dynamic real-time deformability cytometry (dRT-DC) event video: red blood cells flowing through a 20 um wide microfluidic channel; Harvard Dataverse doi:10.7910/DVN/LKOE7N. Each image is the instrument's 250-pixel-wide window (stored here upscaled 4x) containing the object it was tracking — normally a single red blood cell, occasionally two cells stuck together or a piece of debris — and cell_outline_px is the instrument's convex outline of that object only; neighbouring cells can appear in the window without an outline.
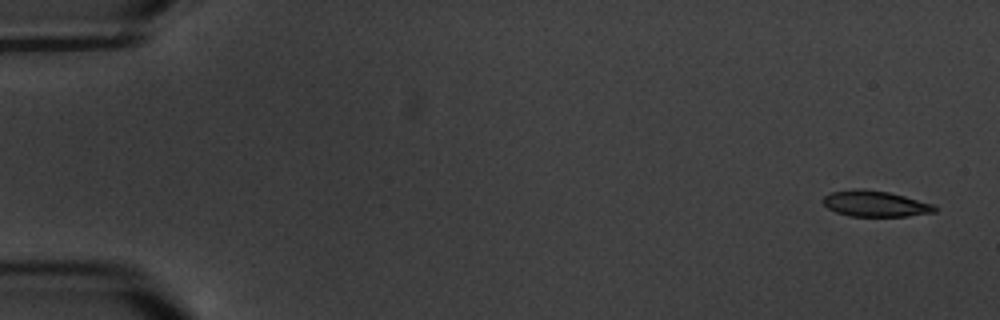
{"species": "common noctule bat (a hibernating species)", "species_latin": "Nyctalus noctula", "temperature_condition": "warm", "stored_images_in_passage": 10, "camera_frame_rate_fps": 3000, "um_per_image_px": 0.085, "animal": {"sex": "male", "body_mass_g": 20.1, "forearm_length_mm": 53.5}, "frame": {"image": 1, "passage_image": 1, "time_ms": 0.0, "image_size_px": [1000, 320], "cell_outline_px": [[940, 208], [936, 212], [908, 216], [848, 216], [836, 212], [828, 208], [824, 204], [824, 196], [832, 192], [852, 188], [864, 188], [888, 192], [904, 196], [932, 204]], "centroid_in_image_um": [74.41, 17.31], "position_along_channel_um": 10.6, "area_um2": 16.94}}
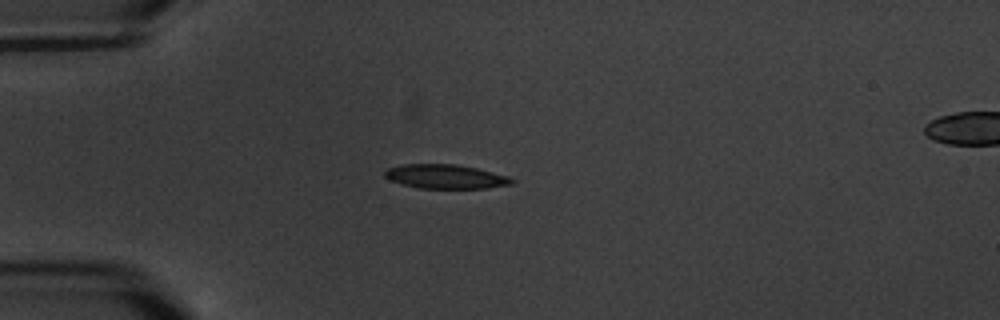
{"frame": {"image": 2, "passage_image": 5, "time_ms": 4.667, "image_size_px": [1000, 320], "cell_outline_px": [[516, 180], [512, 184], [488, 188], [420, 188], [400, 184], [384, 176], [384, 172], [388, 168], [404, 164], [456, 164], [476, 168], [508, 176]], "centroid_in_image_um": [37.88, 15.01], "position_along_channel_um": 47.1, "area_um2": 17.8}}
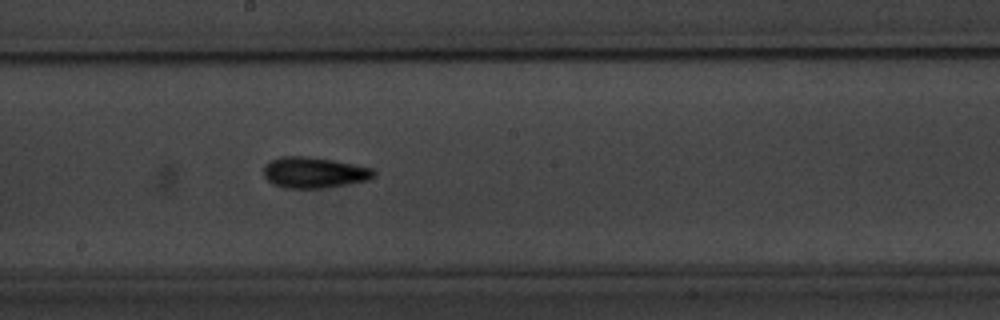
{"frame": {"image": 3, "passage_image": 10, "time_ms": 10.333, "image_size_px": [1000, 320], "cell_outline_px": [[376, 176], [368, 180], [324, 188], [284, 188], [272, 184], [264, 176], [264, 164], [268, 160], [284, 156], [304, 156], [332, 160], [372, 168], [376, 172]], "centroid_in_image_um": [26.67, 14.67], "position_along_channel_um": 221.5, "area_um2": 19.88}}